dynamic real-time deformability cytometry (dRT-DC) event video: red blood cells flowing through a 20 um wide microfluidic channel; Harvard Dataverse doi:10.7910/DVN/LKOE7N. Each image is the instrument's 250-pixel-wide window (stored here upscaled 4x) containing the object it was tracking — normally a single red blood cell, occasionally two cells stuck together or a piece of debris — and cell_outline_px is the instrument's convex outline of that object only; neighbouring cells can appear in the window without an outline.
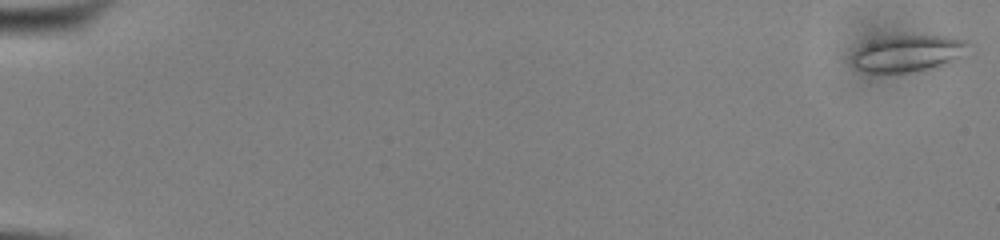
{"species": "common noctule bat (a hibernating species)", "species_latin": "Nyctalus noctula", "temperature_condition": "cold", "stored_images_in_passage": 54, "camera_frame_rate_fps": 3000, "um_per_image_px": 0.085, "animal": {"sex": "male", "body_mass_g": 13.0, "forearm_length_mm": 53.1}, "frame": {"image": 1, "passage_image": 1, "time_ms": 0.0, "image_size_px": [1000, 240], "cell_outline_px": [[968, 44], [960, 56], [948, 64], [928, 68], [904, 72], [868, 72], [856, 68], [852, 64], [852, 56], [860, 48], [876, 40], [896, 36], [948, 36], [964, 40]], "centroid_in_image_um": [77.18, 4.55], "position_along_channel_um": 7.8, "area_um2": 23.76}}
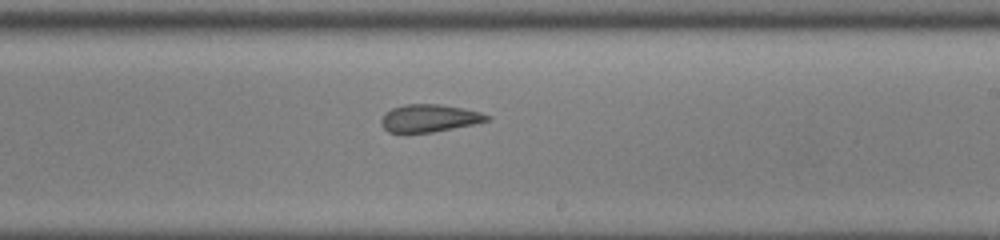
{"frame": {"image": 2, "passage_image": 34, "time_ms": 11.0, "image_size_px": [1000, 240], "cell_outline_px": [[492, 120], [432, 132], [388, 132], [380, 124], [380, 120], [384, 112], [392, 108], [404, 104], [440, 104], [480, 112], [492, 116]], "centroid_in_image_um": [36.47, 10.03], "position_along_channel_um": 252.5, "area_um2": 16.94}}
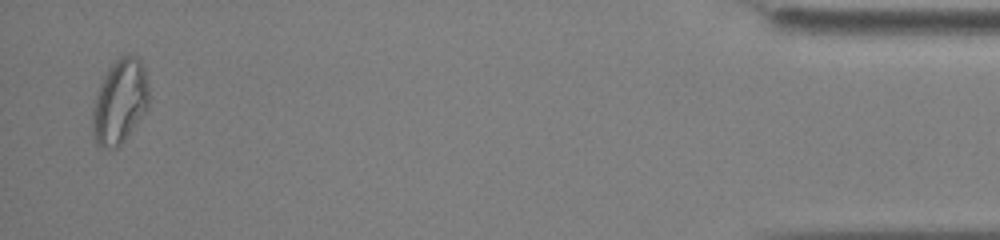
{"frame": {"image": 3, "passage_image": 53, "time_ms": 17.333, "image_size_px": [1000, 240], "cell_outline_px": [[148, 108], [124, 140], [116, 148], [100, 148], [96, 144], [92, 136], [92, 108], [100, 84], [108, 68], [124, 52], [136, 56], [140, 60], [144, 68], [148, 88]], "centroid_in_image_um": [10.16, 8.63], "position_along_channel_um": 425.0, "area_um2": 27.86}, "authors_computed_cell_mechanics": {"area_um2": 19.7676, "velocity_mm_per_s": 3.8912, "shape_relaxation_time_tau1_ms": null, "shape_relaxation_time_tau2_ms": 2.4935, "deformation_change_tau1": null, "deformation_change_tau2": 0.0867}}